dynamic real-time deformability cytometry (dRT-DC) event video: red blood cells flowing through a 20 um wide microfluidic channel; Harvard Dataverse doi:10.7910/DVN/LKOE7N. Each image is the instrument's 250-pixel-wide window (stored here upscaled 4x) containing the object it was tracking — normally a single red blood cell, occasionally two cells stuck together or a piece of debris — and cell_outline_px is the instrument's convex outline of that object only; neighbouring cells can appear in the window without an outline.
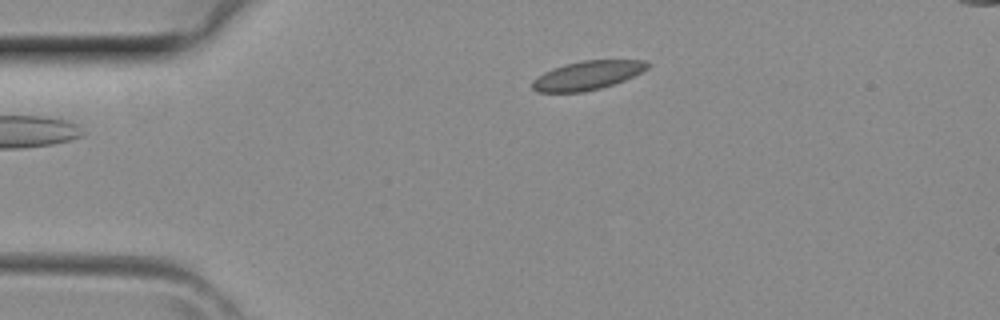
{"species": "common noctule bat (a hibernating species)", "species_latin": "Nyctalus noctula", "temperature_condition": "room temperature", "stored_images_in_passage": 3, "camera_frame_rate_fps": 3000, "um_per_image_px": 0.085, "animal": {"sex": "female", "body_mass_g": 29.2, "forearm_length_mm": 56.3}, "frame": {"image": 1, "passage_image": 3, "time_ms": 0.667, "image_size_px": [1000, 320], "cell_outline_px": [[652, 64], [648, 68], [624, 80], [600, 88], [584, 92], [536, 92], [532, 88], [532, 80], [544, 72], [552, 68], [564, 64], [584, 60], [648, 60]], "centroid_in_image_um": [49.92, 6.4], "position_along_channel_um": 35.1, "area_um2": 19.36}}